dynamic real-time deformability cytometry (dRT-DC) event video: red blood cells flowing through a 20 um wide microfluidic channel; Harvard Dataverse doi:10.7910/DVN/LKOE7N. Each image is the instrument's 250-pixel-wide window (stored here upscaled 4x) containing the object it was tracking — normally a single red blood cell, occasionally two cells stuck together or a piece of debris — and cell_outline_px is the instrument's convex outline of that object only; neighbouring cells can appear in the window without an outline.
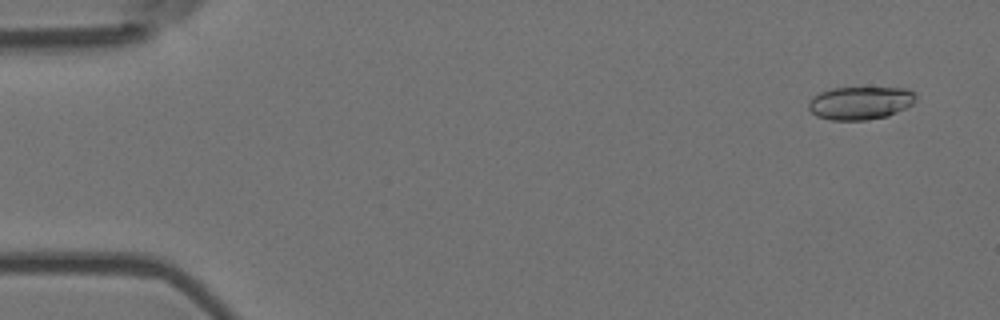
{"species": "Egyptian fruit bat (a non-hibernating species)", "species_latin": "Rousettus aegyptiacus", "temperature_condition": "room temperature", "stored_images_in_passage": 46, "camera_frame_rate_fps": 3000, "um_per_image_px": 0.085, "animal": {"sex": "female"}, "frame": {"image": 1, "passage_image": 4, "time_ms": 1.0, "image_size_px": [1000, 320], "cell_outline_px": [[916, 100], [912, 104], [888, 116], [868, 120], [832, 120], [816, 116], [808, 108], [808, 100], [812, 96], [820, 92], [832, 88], [904, 88], [912, 92], [916, 96]], "centroid_in_image_um": [73.08, 8.76], "position_along_channel_um": 11.9, "area_um2": 20.63}}
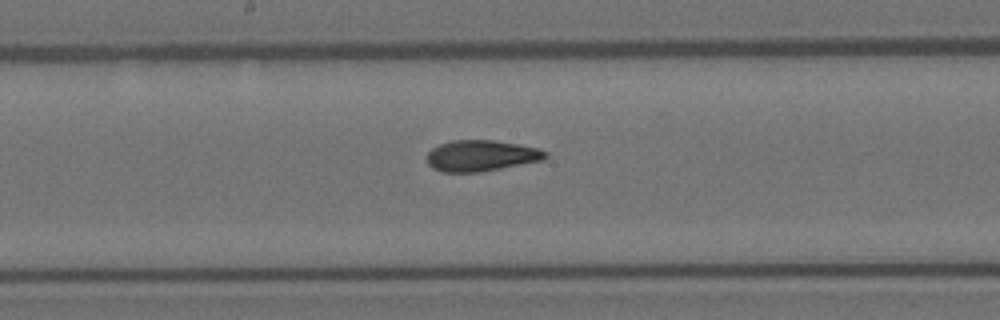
{"frame": {"image": 2, "passage_image": 30, "time_ms": 9.667, "image_size_px": [1000, 320], "cell_outline_px": [[548, 156], [544, 160], [480, 172], [440, 172], [432, 168], [428, 164], [428, 152], [432, 148], [440, 144], [452, 140], [492, 140], [516, 144], [536, 148], [548, 152]], "centroid_in_image_um": [40.89, 13.24], "position_along_channel_um": 207.3, "area_um2": 21.39}}
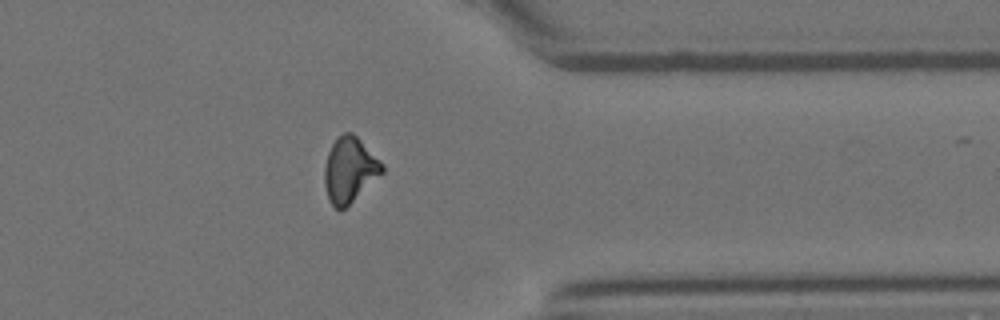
{"frame": {"image": 3, "passage_image": 45, "time_ms": 14.667, "image_size_px": [1000, 320], "cell_outline_px": [[384, 172], [340, 212], [328, 200], [324, 184], [324, 168], [328, 152], [336, 136], [344, 132], [352, 132], [384, 164]], "centroid_in_image_um": [29.7, 14.43], "position_along_channel_um": 381.7, "area_um2": 21.91}}